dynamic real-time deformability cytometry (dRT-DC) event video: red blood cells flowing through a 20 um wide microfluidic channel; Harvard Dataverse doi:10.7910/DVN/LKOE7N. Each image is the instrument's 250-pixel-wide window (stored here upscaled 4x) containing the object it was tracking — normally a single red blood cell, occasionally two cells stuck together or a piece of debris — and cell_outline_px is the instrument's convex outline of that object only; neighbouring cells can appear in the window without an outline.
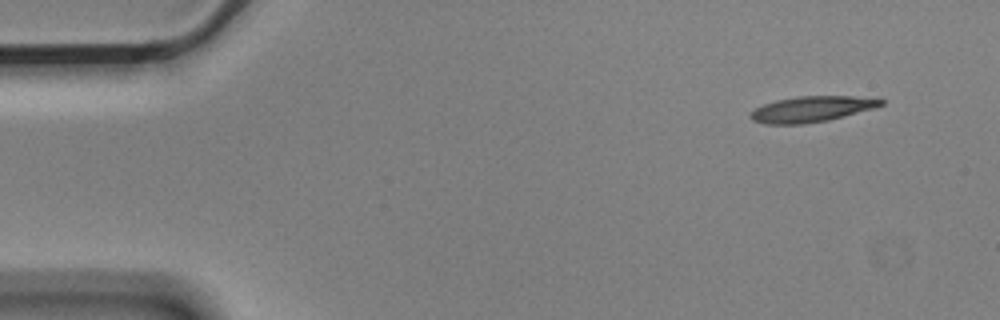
{"species": "Egyptian fruit bat (a non-hibernating species)", "species_latin": "Rousettus aegyptiacus", "temperature_condition": "cold", "stored_images_in_passage": 2, "camera_frame_rate_fps": 3000, "um_per_image_px": 0.085, "animal": {"sex": "male"}, "frame": {"image": 1, "passage_image": 2, "time_ms": 0.333, "image_size_px": [1000, 320], "cell_outline_px": [[884, 104], [872, 108], [844, 116], [828, 120], [804, 124], [764, 124], [752, 120], [748, 116], [756, 108], [764, 104], [776, 100], [800, 96], [880, 96], [884, 100]], "centroid_in_image_um": [69.04, 9.26], "position_along_channel_um": 16.0, "area_um2": 19.71}}